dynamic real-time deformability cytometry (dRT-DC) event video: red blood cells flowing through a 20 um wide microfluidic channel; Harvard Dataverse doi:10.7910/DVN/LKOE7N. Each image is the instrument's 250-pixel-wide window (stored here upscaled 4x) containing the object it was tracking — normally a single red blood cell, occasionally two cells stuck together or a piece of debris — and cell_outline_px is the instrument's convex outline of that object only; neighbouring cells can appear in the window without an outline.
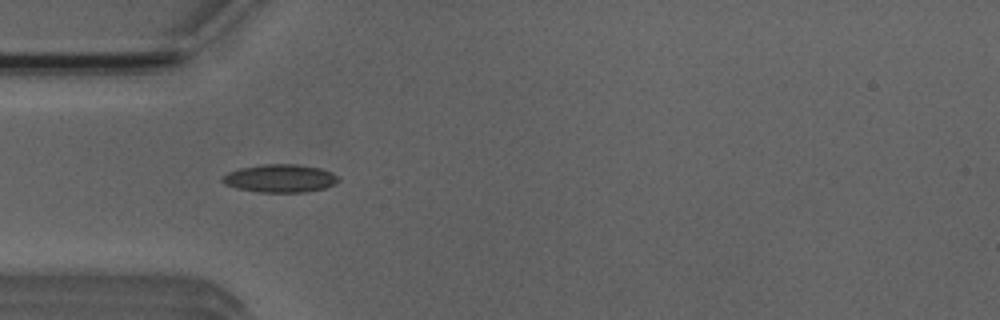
{"species": "Egyptian fruit bat (a non-hibernating species)", "species_latin": "Rousettus aegyptiacus", "temperature_condition": "room temperature", "stored_images_in_passage": 6, "camera_frame_rate_fps": 3000, "um_per_image_px": 0.085, "animal": {"sex": "male"}, "frame": {"image": 1, "passage_image": 5, "time_ms": 4.667, "image_size_px": [1000, 320], "cell_outline_px": [[340, 180], [336, 184], [324, 188], [304, 192], [260, 192], [236, 188], [224, 184], [220, 180], [228, 172], [240, 168], [264, 164], [296, 164], [320, 168], [332, 172]], "centroid_in_image_um": [23.81, 15.16], "position_along_channel_um": 61.2, "area_um2": 18.9}}